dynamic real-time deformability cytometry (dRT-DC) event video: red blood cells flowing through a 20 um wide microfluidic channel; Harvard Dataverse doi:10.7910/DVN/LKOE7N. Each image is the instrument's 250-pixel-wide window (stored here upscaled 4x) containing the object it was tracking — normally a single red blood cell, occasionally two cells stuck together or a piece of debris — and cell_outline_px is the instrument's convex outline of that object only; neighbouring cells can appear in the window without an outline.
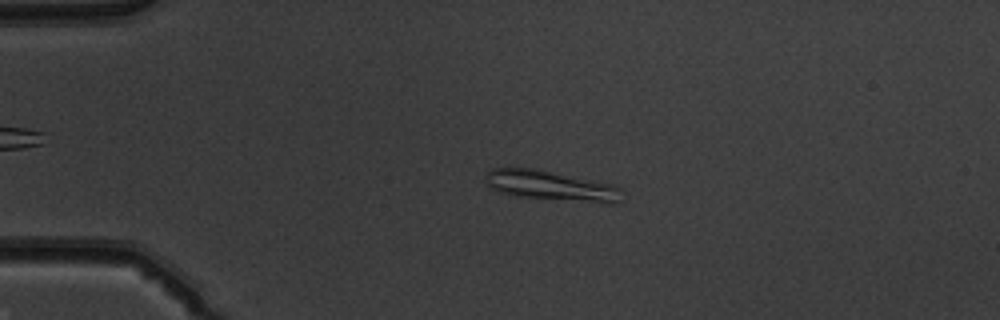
{"species": "common noctule bat (a hibernating species)", "species_latin": "Nyctalus noctula", "temperature_condition": "warm", "stored_images_in_passage": 42, "camera_frame_rate_fps": 3000, "um_per_image_px": 0.085, "animal": {"sex": "male", "body_mass_g": 19.5, "forearm_length_mm": 54.6}, "frame": {"image": 1, "passage_image": 3, "time_ms": 0.667, "image_size_px": [1000, 320], "cell_outline_px": [[620, 188], [616, 204], [604, 204], [512, 196], [488, 188], [488, 172], [492, 168], [536, 168], [612, 184]], "centroid_in_image_um": [46.83, 15.8], "position_along_channel_um": 38.2, "area_um2": 23.87}}
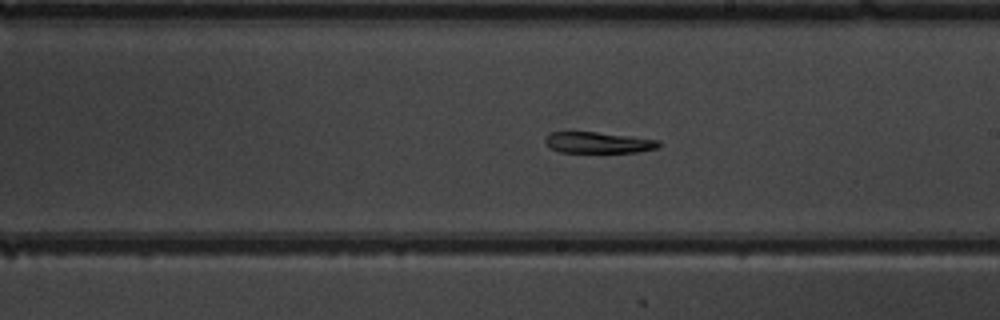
{"frame": {"image": 2, "passage_image": 21, "time_ms": 6.667, "image_size_px": [1000, 320], "cell_outline_px": [[660, 148], [640, 152], [560, 152], [548, 148], [544, 144], [544, 136], [548, 132], [596, 132], [632, 136], [660, 140]], "centroid_in_image_um": [50.83, 12.12], "position_along_channel_um": 238.2, "area_um2": 14.33}}
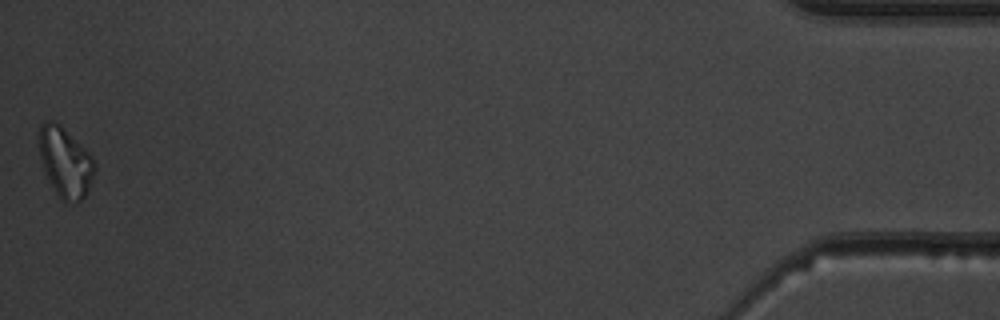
{"frame": {"image": 3, "passage_image": 42, "time_ms": 13.667, "image_size_px": [1000, 320], "cell_outline_px": [[96, 172], [88, 192], [80, 200], [64, 200], [56, 192], [48, 180], [44, 172], [40, 156], [40, 124], [44, 120], [56, 120], [92, 156], [96, 164]], "centroid_in_image_um": [5.57, 13.75], "position_along_channel_um": 429.6, "area_um2": 22.43}, "authors_computed_cell_mechanics": {"area_um2": 15.7794, "velocity_mm_per_s": 3.9922, "shape_relaxation_time_tau1_ms": 7.5126, "shape_relaxation_time_tau2_ms": 2.2852, "deformation_change_tau1": 0.1454, "deformation_change_tau2": 0.0872}}